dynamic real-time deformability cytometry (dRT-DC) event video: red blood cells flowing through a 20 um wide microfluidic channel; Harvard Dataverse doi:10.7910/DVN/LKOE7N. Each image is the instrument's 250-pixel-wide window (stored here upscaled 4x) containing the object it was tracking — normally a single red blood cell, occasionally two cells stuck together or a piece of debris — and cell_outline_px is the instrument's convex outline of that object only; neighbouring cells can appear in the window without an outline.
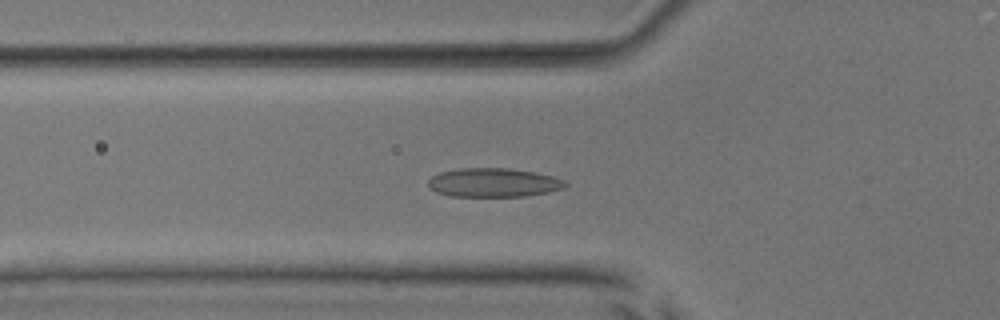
{"species": "common noctule bat (a hibernating species)", "species_latin": "Nyctalus noctula", "temperature_condition": "room temperature", "stored_images_in_passage": 52, "camera_frame_rate_fps": 3000, "um_per_image_px": 0.085, "animal": {"sex": "male", "body_mass_g": 17.9, "forearm_length_mm": 54.2}, "frame": {"image": 1, "passage_image": 19, "time_ms": 6.0, "image_size_px": [1000, 320], "cell_outline_px": [[568, 184], [564, 188], [548, 192], [524, 196], [452, 196], [436, 192], [428, 188], [428, 180], [432, 176], [440, 172], [460, 168], [508, 168], [536, 172], [556, 176], [564, 180]], "centroid_in_image_um": [41.96, 15.51], "position_along_channel_um": 83.8, "area_um2": 23.24}}
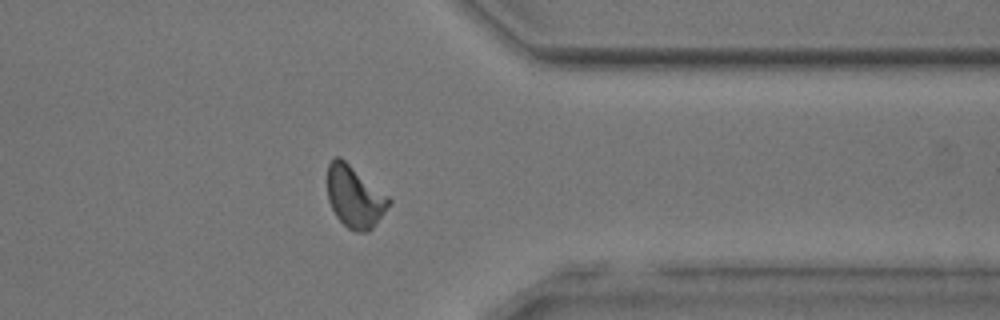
{"frame": {"image": 2, "passage_image": 42, "time_ms": 13.667, "image_size_px": [1000, 320], "cell_outline_px": [[392, 200], [384, 212], [372, 228], [368, 232], [356, 232], [348, 228], [336, 216], [328, 200], [328, 164], [336, 156], [340, 156], [388, 196]], "centroid_in_image_um": [30.14, 16.73], "position_along_channel_um": 381.3, "area_um2": 21.79}}
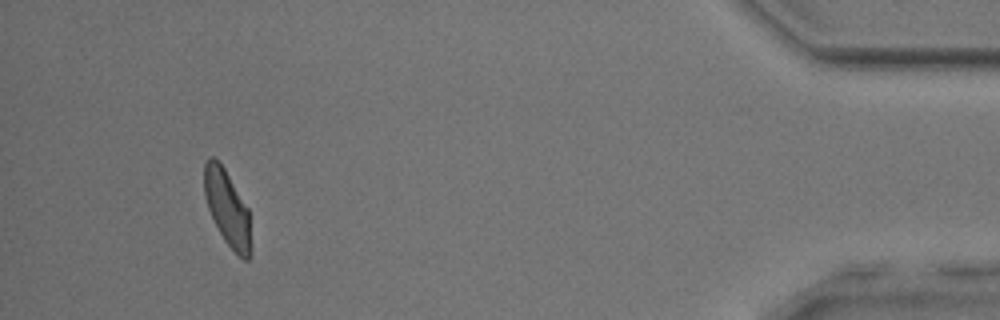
{"frame": {"image": 3, "passage_image": 49, "time_ms": 16.0, "image_size_px": [1000, 320], "cell_outline_px": [[252, 248], [248, 260], [244, 260], [224, 240], [208, 208], [204, 192], [204, 164], [208, 156], [212, 156], [224, 168], [248, 208]], "centroid_in_image_um": [19.33, 17.69], "position_along_channel_um": 415.9, "area_um2": 20.29}, "authors_computed_cell_mechanics": {"area_um2": 21.9929, "velocity_mm_per_s": 3.9748, "shape_relaxation_time_tau1_ms": 5.6742, "shape_relaxation_time_tau2_ms": 1.7264, "deformation_change_tau1": 0.1523, "deformation_change_tau2": 0.0655}}